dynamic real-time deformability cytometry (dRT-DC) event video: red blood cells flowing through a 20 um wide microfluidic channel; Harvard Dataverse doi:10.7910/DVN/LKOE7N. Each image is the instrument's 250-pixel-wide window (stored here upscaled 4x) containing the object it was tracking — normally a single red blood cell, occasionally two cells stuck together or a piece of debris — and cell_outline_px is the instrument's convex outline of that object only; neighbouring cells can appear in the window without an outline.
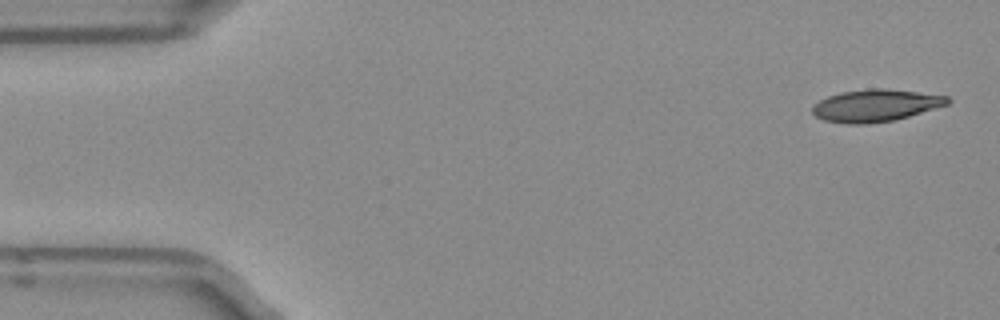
{"species": "Egyptian fruit bat (a non-hibernating species)", "species_latin": "Rousettus aegyptiacus", "temperature_condition": "room temperature", "stored_images_in_passage": 49, "camera_frame_rate_fps": 3000, "um_per_image_px": 0.085, "frame": {"image": 1, "passage_image": 1, "time_ms": 0.0, "image_size_px": [1000, 320], "cell_outline_px": [[952, 100], [948, 104], [908, 116], [892, 120], [868, 124], [848, 124], [824, 120], [816, 116], [812, 112], [812, 108], [820, 100], [828, 96], [840, 92], [868, 88], [888, 88], [948, 96]], "centroid_in_image_um": [74.42, 8.95], "position_along_channel_um": 10.6, "area_um2": 25.26}}
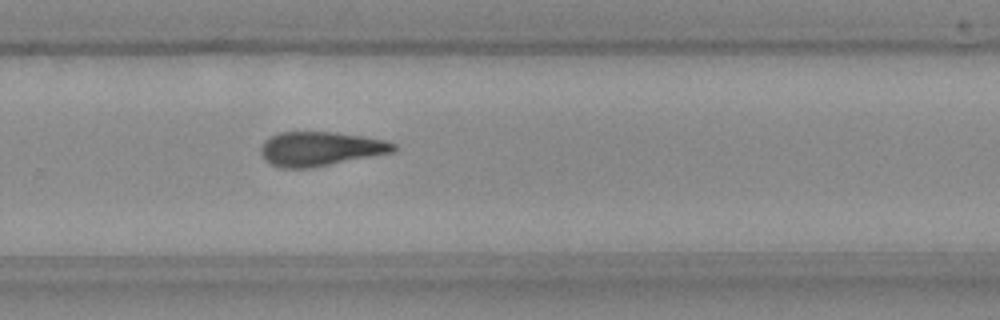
{"frame": {"image": 2, "passage_image": 32, "time_ms": 10.333, "image_size_px": [1000, 320], "cell_outline_px": [[396, 148], [392, 152], [312, 168], [280, 168], [264, 160], [260, 152], [260, 148], [264, 140], [280, 132], [336, 132], [384, 140], [396, 144]], "centroid_in_image_um": [27.18, 12.65], "position_along_channel_um": 302.6, "area_um2": 26.36}}
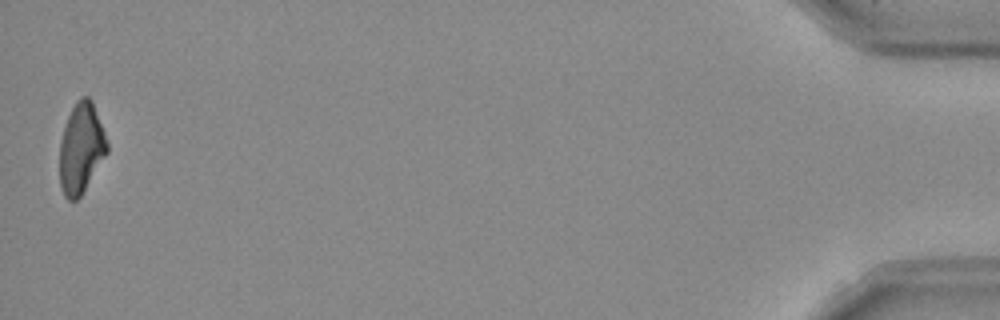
{"frame": {"image": 3, "passage_image": 49, "time_ms": 16.0, "image_size_px": [1000, 320], "cell_outline_px": [[108, 152], [80, 196], [76, 200], [68, 200], [64, 196], [60, 184], [60, 140], [68, 116], [76, 100], [80, 96], [88, 96], [92, 100], [104, 132], [108, 144]], "centroid_in_image_um": [6.89, 12.58], "position_along_channel_um": 428.3, "area_um2": 24.8}, "authors_computed_cell_mechanics": {"area_um2": 26.3568, "velocity_mm_per_s": 3.9668, "shape_relaxation_time_tau1_ms": null, "shape_relaxation_time_tau2_ms": 8.7093, "deformation_change_tau1": null, "deformation_change_tau2": 0.2303}}